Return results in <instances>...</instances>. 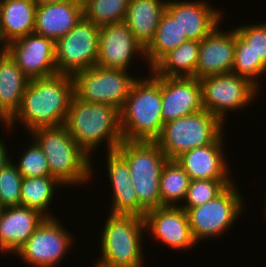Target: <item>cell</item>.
I'll return each mask as SVG.
<instances>
[{"instance_id": "4fadbf2b", "label": "cell", "mask_w": 266, "mask_h": 267, "mask_svg": "<svg viewBox=\"0 0 266 267\" xmlns=\"http://www.w3.org/2000/svg\"><path fill=\"white\" fill-rule=\"evenodd\" d=\"M3 49L30 80L57 74L55 42L45 36L31 33L8 43Z\"/></svg>"}, {"instance_id": "ba28073f", "label": "cell", "mask_w": 266, "mask_h": 267, "mask_svg": "<svg viewBox=\"0 0 266 267\" xmlns=\"http://www.w3.org/2000/svg\"><path fill=\"white\" fill-rule=\"evenodd\" d=\"M236 185L233 182L215 199L185 210L192 236L197 243L205 239L207 241L219 238L240 219L246 203Z\"/></svg>"}, {"instance_id": "7a4b0ae2", "label": "cell", "mask_w": 266, "mask_h": 267, "mask_svg": "<svg viewBox=\"0 0 266 267\" xmlns=\"http://www.w3.org/2000/svg\"><path fill=\"white\" fill-rule=\"evenodd\" d=\"M148 71L146 78L141 76L133 83L129 96L119 111L124 141H155L164 126L161 76Z\"/></svg>"}, {"instance_id": "f1b7e54d", "label": "cell", "mask_w": 266, "mask_h": 267, "mask_svg": "<svg viewBox=\"0 0 266 267\" xmlns=\"http://www.w3.org/2000/svg\"><path fill=\"white\" fill-rule=\"evenodd\" d=\"M189 183V175L178 161L168 159L160 175V207H181Z\"/></svg>"}, {"instance_id": "5b68a950", "label": "cell", "mask_w": 266, "mask_h": 267, "mask_svg": "<svg viewBox=\"0 0 266 267\" xmlns=\"http://www.w3.org/2000/svg\"><path fill=\"white\" fill-rule=\"evenodd\" d=\"M100 236V255L96 264L112 267H142L145 236L144 218L108 213ZM144 234V236H143Z\"/></svg>"}, {"instance_id": "52a82bcc", "label": "cell", "mask_w": 266, "mask_h": 267, "mask_svg": "<svg viewBox=\"0 0 266 267\" xmlns=\"http://www.w3.org/2000/svg\"><path fill=\"white\" fill-rule=\"evenodd\" d=\"M224 125L202 109L165 123L155 142L168 159H176L185 151L213 143L224 132Z\"/></svg>"}, {"instance_id": "4dcf8cb0", "label": "cell", "mask_w": 266, "mask_h": 267, "mask_svg": "<svg viewBox=\"0 0 266 267\" xmlns=\"http://www.w3.org/2000/svg\"><path fill=\"white\" fill-rule=\"evenodd\" d=\"M232 73L251 80L259 88V79L266 74V65L261 59H256L250 44L247 43L235 30V54ZM259 80V81H258Z\"/></svg>"}, {"instance_id": "d4e9b609", "label": "cell", "mask_w": 266, "mask_h": 267, "mask_svg": "<svg viewBox=\"0 0 266 267\" xmlns=\"http://www.w3.org/2000/svg\"><path fill=\"white\" fill-rule=\"evenodd\" d=\"M167 0H129L124 22L134 38L146 49L166 10Z\"/></svg>"}, {"instance_id": "f546056e", "label": "cell", "mask_w": 266, "mask_h": 267, "mask_svg": "<svg viewBox=\"0 0 266 267\" xmlns=\"http://www.w3.org/2000/svg\"><path fill=\"white\" fill-rule=\"evenodd\" d=\"M84 17L98 27L124 22L129 0H82Z\"/></svg>"}, {"instance_id": "4316f807", "label": "cell", "mask_w": 266, "mask_h": 267, "mask_svg": "<svg viewBox=\"0 0 266 267\" xmlns=\"http://www.w3.org/2000/svg\"><path fill=\"white\" fill-rule=\"evenodd\" d=\"M188 41L185 33H182L177 20L166 10L156 29L154 39L145 49V62L151 68L170 50L176 49L183 42Z\"/></svg>"}, {"instance_id": "8d00e7d4", "label": "cell", "mask_w": 266, "mask_h": 267, "mask_svg": "<svg viewBox=\"0 0 266 267\" xmlns=\"http://www.w3.org/2000/svg\"><path fill=\"white\" fill-rule=\"evenodd\" d=\"M37 5H44V4H52V3H57L61 2L64 0H34Z\"/></svg>"}, {"instance_id": "d6a6232c", "label": "cell", "mask_w": 266, "mask_h": 267, "mask_svg": "<svg viewBox=\"0 0 266 267\" xmlns=\"http://www.w3.org/2000/svg\"><path fill=\"white\" fill-rule=\"evenodd\" d=\"M22 179L11 157V160L0 170V206L3 209L21 205Z\"/></svg>"}, {"instance_id": "ac0fdd59", "label": "cell", "mask_w": 266, "mask_h": 267, "mask_svg": "<svg viewBox=\"0 0 266 267\" xmlns=\"http://www.w3.org/2000/svg\"><path fill=\"white\" fill-rule=\"evenodd\" d=\"M224 134L213 143L185 151L176 158L190 180L232 179L230 165L225 157Z\"/></svg>"}, {"instance_id": "603a6c76", "label": "cell", "mask_w": 266, "mask_h": 267, "mask_svg": "<svg viewBox=\"0 0 266 267\" xmlns=\"http://www.w3.org/2000/svg\"><path fill=\"white\" fill-rule=\"evenodd\" d=\"M29 81L10 55L0 48V124L5 125L18 111Z\"/></svg>"}, {"instance_id": "cb8c5ba5", "label": "cell", "mask_w": 266, "mask_h": 267, "mask_svg": "<svg viewBox=\"0 0 266 267\" xmlns=\"http://www.w3.org/2000/svg\"><path fill=\"white\" fill-rule=\"evenodd\" d=\"M37 4L34 0H3L0 5V48L34 33Z\"/></svg>"}, {"instance_id": "44dd1931", "label": "cell", "mask_w": 266, "mask_h": 267, "mask_svg": "<svg viewBox=\"0 0 266 267\" xmlns=\"http://www.w3.org/2000/svg\"><path fill=\"white\" fill-rule=\"evenodd\" d=\"M45 218L40 211L22 205L2 209L0 254L15 255Z\"/></svg>"}, {"instance_id": "74e56055", "label": "cell", "mask_w": 266, "mask_h": 267, "mask_svg": "<svg viewBox=\"0 0 266 267\" xmlns=\"http://www.w3.org/2000/svg\"><path fill=\"white\" fill-rule=\"evenodd\" d=\"M93 267H112V266L103 265V264H95Z\"/></svg>"}, {"instance_id": "7c38bea8", "label": "cell", "mask_w": 266, "mask_h": 267, "mask_svg": "<svg viewBox=\"0 0 266 267\" xmlns=\"http://www.w3.org/2000/svg\"><path fill=\"white\" fill-rule=\"evenodd\" d=\"M55 217H46L15 254L29 267H56L73 245L71 232Z\"/></svg>"}, {"instance_id": "30bf717a", "label": "cell", "mask_w": 266, "mask_h": 267, "mask_svg": "<svg viewBox=\"0 0 266 267\" xmlns=\"http://www.w3.org/2000/svg\"><path fill=\"white\" fill-rule=\"evenodd\" d=\"M200 81L203 109L217 116L224 124L227 123V111L248 108L261 89L251 80L234 73L206 76Z\"/></svg>"}, {"instance_id": "8992f818", "label": "cell", "mask_w": 266, "mask_h": 267, "mask_svg": "<svg viewBox=\"0 0 266 267\" xmlns=\"http://www.w3.org/2000/svg\"><path fill=\"white\" fill-rule=\"evenodd\" d=\"M128 163L139 204L146 210L160 207V175L168 160L155 141H122L115 149Z\"/></svg>"}, {"instance_id": "d6986e66", "label": "cell", "mask_w": 266, "mask_h": 267, "mask_svg": "<svg viewBox=\"0 0 266 267\" xmlns=\"http://www.w3.org/2000/svg\"><path fill=\"white\" fill-rule=\"evenodd\" d=\"M220 26L200 41L195 78L232 73L235 29L224 32Z\"/></svg>"}, {"instance_id": "836d02e7", "label": "cell", "mask_w": 266, "mask_h": 267, "mask_svg": "<svg viewBox=\"0 0 266 267\" xmlns=\"http://www.w3.org/2000/svg\"><path fill=\"white\" fill-rule=\"evenodd\" d=\"M32 143L26 146V150L20 154L15 165L22 177H46L52 176L46 156L38 144L31 139Z\"/></svg>"}, {"instance_id": "277c9868", "label": "cell", "mask_w": 266, "mask_h": 267, "mask_svg": "<svg viewBox=\"0 0 266 267\" xmlns=\"http://www.w3.org/2000/svg\"><path fill=\"white\" fill-rule=\"evenodd\" d=\"M28 134L46 156L52 177L65 187L85 185L92 180V158L74 141L64 125L40 127Z\"/></svg>"}, {"instance_id": "484cf974", "label": "cell", "mask_w": 266, "mask_h": 267, "mask_svg": "<svg viewBox=\"0 0 266 267\" xmlns=\"http://www.w3.org/2000/svg\"><path fill=\"white\" fill-rule=\"evenodd\" d=\"M200 41L188 40L170 50L152 68L156 76L195 77Z\"/></svg>"}, {"instance_id": "83f0119b", "label": "cell", "mask_w": 266, "mask_h": 267, "mask_svg": "<svg viewBox=\"0 0 266 267\" xmlns=\"http://www.w3.org/2000/svg\"><path fill=\"white\" fill-rule=\"evenodd\" d=\"M63 186L57 178L52 176L23 177L20 190L21 205L34 208L46 217H56L51 213V207H48L51 203L53 204L56 189Z\"/></svg>"}, {"instance_id": "7402d4cb", "label": "cell", "mask_w": 266, "mask_h": 267, "mask_svg": "<svg viewBox=\"0 0 266 267\" xmlns=\"http://www.w3.org/2000/svg\"><path fill=\"white\" fill-rule=\"evenodd\" d=\"M83 16L82 0L37 5L34 33L56 43L63 35L68 34Z\"/></svg>"}, {"instance_id": "1f68e13d", "label": "cell", "mask_w": 266, "mask_h": 267, "mask_svg": "<svg viewBox=\"0 0 266 267\" xmlns=\"http://www.w3.org/2000/svg\"><path fill=\"white\" fill-rule=\"evenodd\" d=\"M233 182V179L190 180L181 208L187 210L203 205L215 199Z\"/></svg>"}, {"instance_id": "e575fe53", "label": "cell", "mask_w": 266, "mask_h": 267, "mask_svg": "<svg viewBox=\"0 0 266 267\" xmlns=\"http://www.w3.org/2000/svg\"><path fill=\"white\" fill-rule=\"evenodd\" d=\"M236 32L250 44L256 59L266 65V23L235 26Z\"/></svg>"}, {"instance_id": "e0dca14e", "label": "cell", "mask_w": 266, "mask_h": 267, "mask_svg": "<svg viewBox=\"0 0 266 267\" xmlns=\"http://www.w3.org/2000/svg\"><path fill=\"white\" fill-rule=\"evenodd\" d=\"M166 11L177 20L188 40L201 41L222 22L221 9L213 8L205 0H168Z\"/></svg>"}, {"instance_id": "9a60e30c", "label": "cell", "mask_w": 266, "mask_h": 267, "mask_svg": "<svg viewBox=\"0 0 266 267\" xmlns=\"http://www.w3.org/2000/svg\"><path fill=\"white\" fill-rule=\"evenodd\" d=\"M146 233L174 250L187 252L197 245L194 240L187 212L181 207H158L146 212L143 217Z\"/></svg>"}, {"instance_id": "6da1fadb", "label": "cell", "mask_w": 266, "mask_h": 267, "mask_svg": "<svg viewBox=\"0 0 266 267\" xmlns=\"http://www.w3.org/2000/svg\"><path fill=\"white\" fill-rule=\"evenodd\" d=\"M73 97L74 84L71 75L57 73L31 79L18 111L3 127L13 130L14 124L19 121L24 130L30 133L40 127L62 126Z\"/></svg>"}, {"instance_id": "9c48e42d", "label": "cell", "mask_w": 266, "mask_h": 267, "mask_svg": "<svg viewBox=\"0 0 266 267\" xmlns=\"http://www.w3.org/2000/svg\"><path fill=\"white\" fill-rule=\"evenodd\" d=\"M72 79L74 96L78 100L105 103L120 111L138 78L130 75V69L127 71L92 66L74 73Z\"/></svg>"}, {"instance_id": "5bb4252c", "label": "cell", "mask_w": 266, "mask_h": 267, "mask_svg": "<svg viewBox=\"0 0 266 267\" xmlns=\"http://www.w3.org/2000/svg\"><path fill=\"white\" fill-rule=\"evenodd\" d=\"M140 56L145 60V49L125 22L100 27L96 66L128 71L134 58Z\"/></svg>"}, {"instance_id": "3957f363", "label": "cell", "mask_w": 266, "mask_h": 267, "mask_svg": "<svg viewBox=\"0 0 266 267\" xmlns=\"http://www.w3.org/2000/svg\"><path fill=\"white\" fill-rule=\"evenodd\" d=\"M64 126L91 158L92 151L103 142L107 152L115 150L123 141L119 110L105 103L84 102L74 96Z\"/></svg>"}, {"instance_id": "8fae6325", "label": "cell", "mask_w": 266, "mask_h": 267, "mask_svg": "<svg viewBox=\"0 0 266 267\" xmlns=\"http://www.w3.org/2000/svg\"><path fill=\"white\" fill-rule=\"evenodd\" d=\"M99 29L84 16L66 35L55 43L57 73H74L96 66L98 57Z\"/></svg>"}, {"instance_id": "2e32d148", "label": "cell", "mask_w": 266, "mask_h": 267, "mask_svg": "<svg viewBox=\"0 0 266 267\" xmlns=\"http://www.w3.org/2000/svg\"><path fill=\"white\" fill-rule=\"evenodd\" d=\"M163 124L203 109L201 81L195 77H162Z\"/></svg>"}, {"instance_id": "ffe728a7", "label": "cell", "mask_w": 266, "mask_h": 267, "mask_svg": "<svg viewBox=\"0 0 266 267\" xmlns=\"http://www.w3.org/2000/svg\"><path fill=\"white\" fill-rule=\"evenodd\" d=\"M107 177L111 185L112 203L109 213L113 215H134L144 217L146 210L139 204L137 193L132 185L127 161L116 151H107Z\"/></svg>"}, {"instance_id": "d590c367", "label": "cell", "mask_w": 266, "mask_h": 267, "mask_svg": "<svg viewBox=\"0 0 266 267\" xmlns=\"http://www.w3.org/2000/svg\"><path fill=\"white\" fill-rule=\"evenodd\" d=\"M7 144L0 139V170L11 160V156L7 152Z\"/></svg>"}]
</instances>
